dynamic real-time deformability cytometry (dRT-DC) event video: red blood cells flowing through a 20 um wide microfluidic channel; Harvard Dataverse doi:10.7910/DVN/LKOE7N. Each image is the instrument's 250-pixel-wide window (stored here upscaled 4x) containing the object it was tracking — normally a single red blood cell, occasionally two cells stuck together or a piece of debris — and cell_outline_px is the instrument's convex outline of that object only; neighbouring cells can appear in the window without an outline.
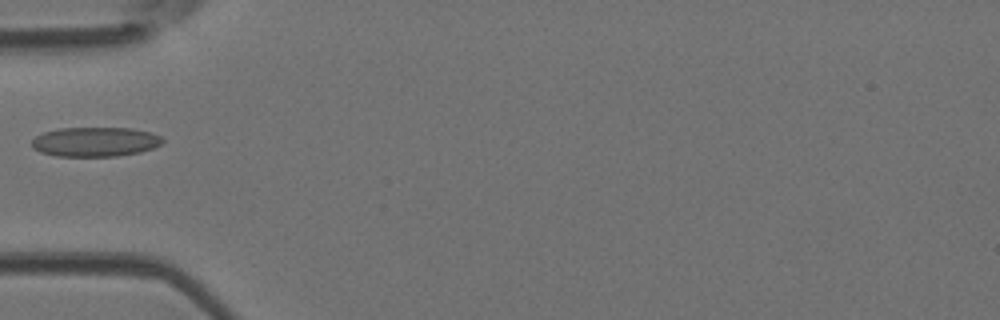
{"species": "Egyptian fruit bat (a non-hibernating species)", "species_latin": "Rousettus aegyptiacus", "temperature_condition": "room temperature", "stored_images_in_passage": 3, "camera_frame_rate_fps": 3000, "um_per_image_px": 0.085, "animal": {"sex": "female"}, "frame": {"image": 1, "passage_image": 3, "time_ms": 0.667, "image_size_px": [1000, 320], "cell_outline_px": [[164, 140], [160, 144], [152, 148], [140, 152], [116, 156], [56, 156], [40, 152], [32, 148], [32, 140], [36, 136], [44, 132], [60, 128], [132, 128], [152, 132], [160, 136]], "centroid_in_image_um": [8.08, 12.05], "position_along_channel_um": 76.9, "area_um2": 22.48}}